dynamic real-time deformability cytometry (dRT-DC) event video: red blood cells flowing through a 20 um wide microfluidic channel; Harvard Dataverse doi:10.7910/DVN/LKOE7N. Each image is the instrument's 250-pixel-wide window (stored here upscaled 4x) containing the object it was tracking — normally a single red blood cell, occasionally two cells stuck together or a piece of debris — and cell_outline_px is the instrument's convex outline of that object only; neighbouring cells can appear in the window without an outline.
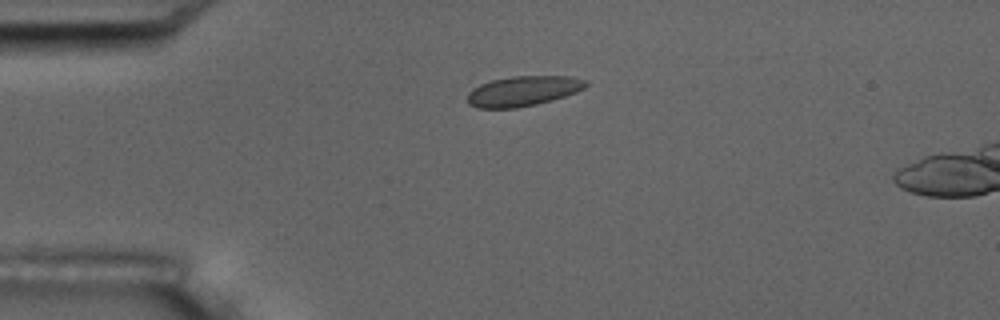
{"species": "common noctule bat (a hibernating species)", "species_latin": "Nyctalus noctula", "temperature_condition": "room temperature", "stored_images_in_passage": 3, "camera_frame_rate_fps": 3000, "um_per_image_px": 0.085, "animal": {"sex": "male", "body_mass_g": 17.5, "forearm_length_mm": 52.3}, "frame": {"image": 1, "passage_image": 1, "time_ms": 0.0, "image_size_px": [1000, 320], "cell_outline_px": [[588, 84], [584, 88], [576, 92], [552, 100], [536, 104], [516, 108], [480, 108], [468, 104], [468, 92], [472, 88], [480, 84], [492, 80], [512, 76], [568, 76], [588, 80]], "centroid_in_image_um": [44.46, 7.73], "position_along_channel_um": 40.5, "area_um2": 20.75}}